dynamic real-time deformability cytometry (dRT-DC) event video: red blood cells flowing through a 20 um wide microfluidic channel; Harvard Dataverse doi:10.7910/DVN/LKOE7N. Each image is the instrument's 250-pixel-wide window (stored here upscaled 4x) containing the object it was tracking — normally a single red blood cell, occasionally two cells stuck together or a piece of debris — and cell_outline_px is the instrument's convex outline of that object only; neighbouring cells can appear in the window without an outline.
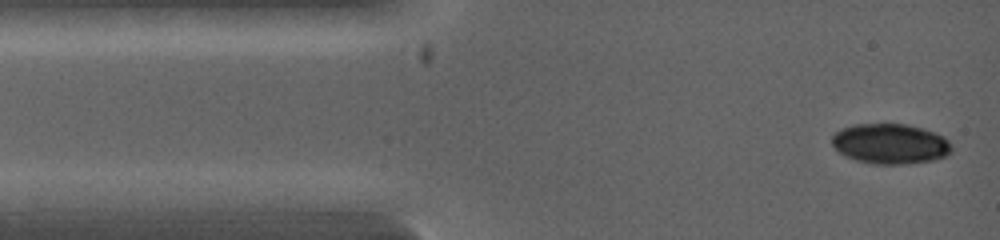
{"species": "common noctule bat (a hibernating species)", "species_latin": "Nyctalus noctula", "temperature_condition": "warm", "stored_images_in_passage": 18, "camera_frame_rate_fps": 5000, "um_per_image_px": 0.085, "animal": {"sex": "female", "body_mass_g": 19.0, "forearm_length_mm": 53.3}, "frame": {"image": 1, "passage_image": 1, "time_ms": 0.0, "image_size_px": [1000, 240], "cell_outline_px": [[952, 152], [936, 160], [904, 164], [872, 164], [856, 160], [844, 156], [832, 144], [832, 136], [840, 128], [852, 124], [908, 124], [924, 128], [936, 132], [944, 136], [952, 144]], "centroid_in_image_um": [75.7, 12.22], "position_along_channel_um": 9.3, "area_um2": 28.44}}
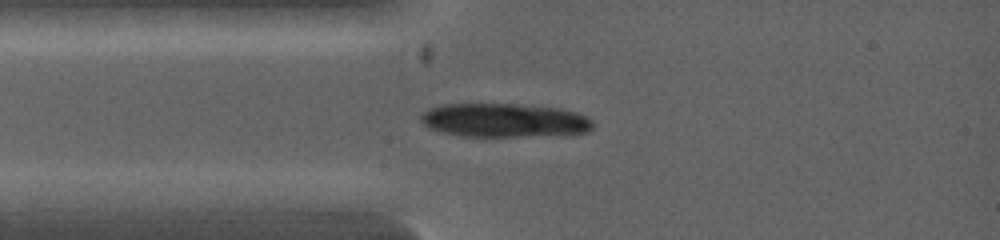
{"frame": {"image": 2, "passage_image": 12, "time_ms": 1.6, "image_size_px": [1000, 240], "cell_outline_px": [[592, 128], [588, 132], [516, 136], [460, 136], [428, 128], [420, 120], [420, 116], [428, 108], [440, 104], [516, 104], [560, 108], [576, 112], [592, 120]], "centroid_in_image_um": [42.8, 10.21], "position_along_channel_um": 42.2, "area_um2": 33.58}}